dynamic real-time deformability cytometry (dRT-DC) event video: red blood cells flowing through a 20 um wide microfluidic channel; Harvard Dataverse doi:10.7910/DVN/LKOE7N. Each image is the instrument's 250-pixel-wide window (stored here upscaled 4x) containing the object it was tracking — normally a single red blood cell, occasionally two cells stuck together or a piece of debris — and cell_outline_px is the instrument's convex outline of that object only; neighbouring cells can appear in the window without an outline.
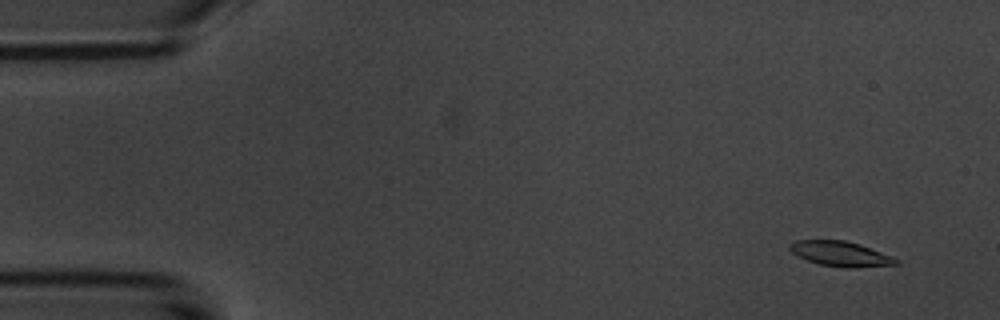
{"species": "common noctule bat (a hibernating species)", "species_latin": "Nyctalus noctula", "temperature_condition": "room temperature", "stored_images_in_passage": 5, "camera_frame_rate_fps": 3000, "um_per_image_px": 0.085, "animal": {"sex": "male", "body_mass_g": 20.1, "forearm_length_mm": 53.5}, "frame": {"image": 1, "passage_image": 1, "time_ms": 0.0, "image_size_px": [1000, 320], "cell_outline_px": [[900, 264], [856, 268], [844, 268], [820, 264], [808, 260], [792, 252], [788, 248], [788, 244], [796, 240], [844, 240], [860, 244], [892, 256], [900, 260]], "centroid_in_image_um": [71.49, 21.58], "position_along_channel_um": 13.5, "area_um2": 15.55}}
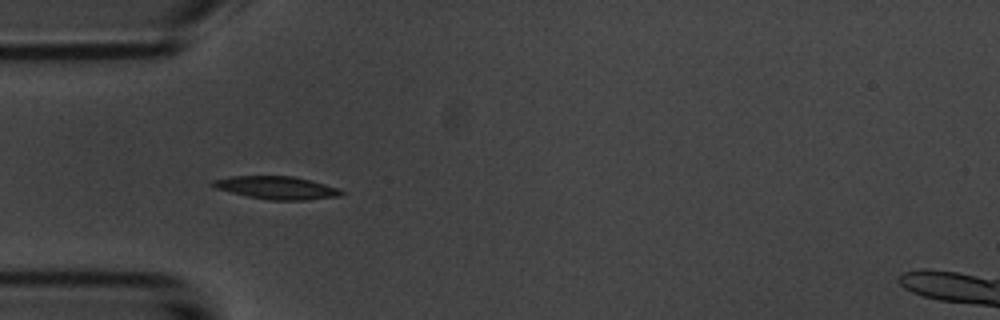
{"frame": {"image": 2, "passage_image": 4, "time_ms": 4.333, "image_size_px": [1000, 320], "cell_outline_px": [[344, 192], [340, 196], [308, 200], [268, 200], [248, 196], [216, 188], [212, 184], [212, 180], [232, 176], [292, 176], [312, 180], [340, 188]], "centroid_in_image_um": [23.58, 15.95], "position_along_channel_um": 61.4, "area_um2": 17.11}}